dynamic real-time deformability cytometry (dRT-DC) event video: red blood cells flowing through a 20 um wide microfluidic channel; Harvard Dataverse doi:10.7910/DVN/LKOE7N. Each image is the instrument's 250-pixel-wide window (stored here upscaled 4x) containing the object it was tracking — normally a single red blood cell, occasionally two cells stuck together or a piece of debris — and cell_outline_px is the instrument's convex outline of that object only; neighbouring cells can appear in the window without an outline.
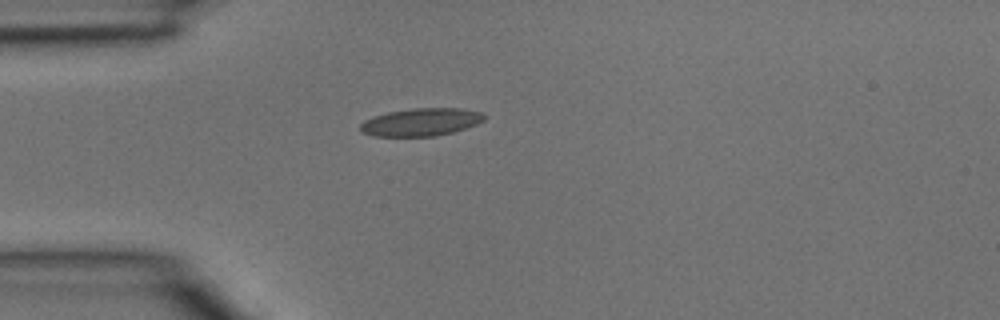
{"species": "common noctule bat (a hibernating species)", "species_latin": "Nyctalus noctula", "temperature_condition": "room temperature", "stored_images_in_passage": 2, "camera_frame_rate_fps": 3000, "um_per_image_px": 0.085, "animal": {"sex": "male", "body_mass_g": 15.6}, "frame": {"image": 1, "passage_image": 2, "time_ms": 0.333, "image_size_px": [1000, 320], "cell_outline_px": [[484, 120], [476, 124], [452, 132], [436, 136], [376, 136], [360, 132], [360, 124], [364, 120], [372, 116], [388, 112], [412, 108], [464, 108], [480, 112], [484, 116]], "centroid_in_image_um": [35.75, 10.37], "position_along_channel_um": 49.3, "area_um2": 20.0}}